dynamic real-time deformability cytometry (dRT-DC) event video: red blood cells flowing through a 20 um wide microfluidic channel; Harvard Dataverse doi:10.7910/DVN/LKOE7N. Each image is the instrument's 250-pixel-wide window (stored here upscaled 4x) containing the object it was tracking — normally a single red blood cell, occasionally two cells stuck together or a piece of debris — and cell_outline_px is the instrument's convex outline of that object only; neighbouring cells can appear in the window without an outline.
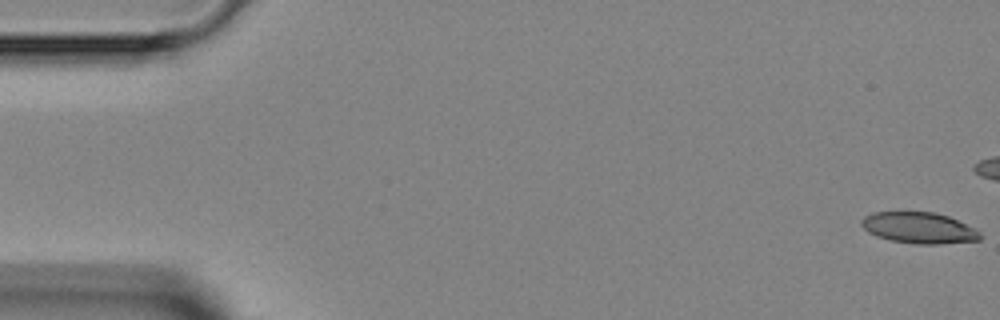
{"species": "Egyptian fruit bat (a non-hibernating species)", "species_latin": "Rousettus aegyptiacus", "temperature_condition": "room temperature", "stored_images_in_passage": 38, "camera_frame_rate_fps": 3000, "um_per_image_px": 0.085, "animal": {"sex": "female"}, "frame": {"image": 1, "passage_image": 1, "time_ms": 0.0, "image_size_px": [1000, 320], "cell_outline_px": [[984, 236], [980, 240], [940, 244], [916, 244], [892, 240], [876, 236], [868, 232], [860, 224], [860, 220], [864, 216], [872, 212], [932, 212], [948, 216], [976, 228]], "centroid_in_image_um": [78.13, 19.37], "position_along_channel_um": 6.9, "area_um2": 21.68}}
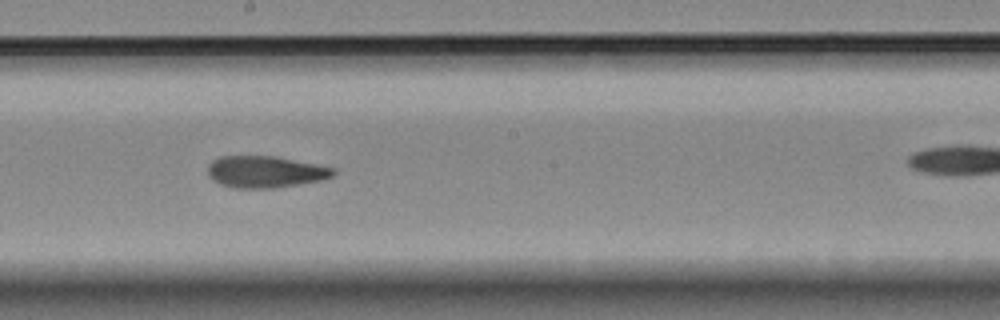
{"frame": {"image": 2, "passage_image": 26, "time_ms": 8.333, "image_size_px": [1000, 320], "cell_outline_px": [[336, 172], [332, 176], [320, 180], [272, 188], [236, 188], [220, 184], [212, 180], [208, 172], [208, 164], [212, 160], [220, 156], [276, 156], [336, 168]], "centroid_in_image_um": [22.53, 14.59], "position_along_channel_um": 225.7, "area_um2": 23.12}}
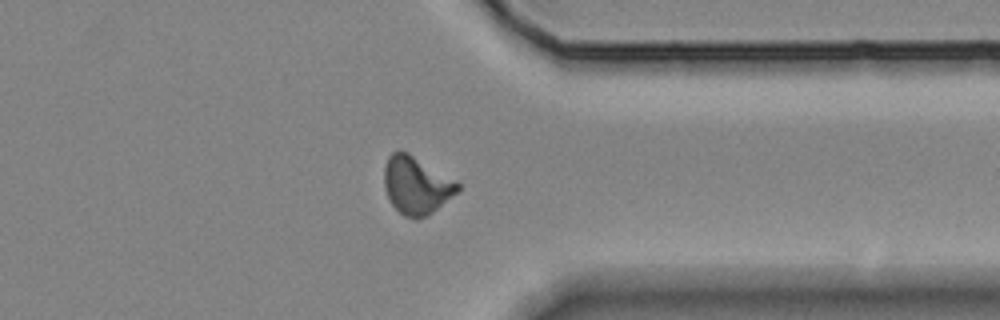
{"frame": {"image": 3, "passage_image": 37, "time_ms": 12.0, "image_size_px": [1000, 320], "cell_outline_px": [[460, 188], [456, 192], [428, 216], [416, 220], [412, 220], [404, 216], [392, 204], [384, 188], [384, 168], [388, 156], [392, 152], [400, 148], [408, 152], [456, 180], [460, 184]], "centroid_in_image_um": [35.37, 15.74], "position_along_channel_um": 376.0, "area_um2": 24.85}}